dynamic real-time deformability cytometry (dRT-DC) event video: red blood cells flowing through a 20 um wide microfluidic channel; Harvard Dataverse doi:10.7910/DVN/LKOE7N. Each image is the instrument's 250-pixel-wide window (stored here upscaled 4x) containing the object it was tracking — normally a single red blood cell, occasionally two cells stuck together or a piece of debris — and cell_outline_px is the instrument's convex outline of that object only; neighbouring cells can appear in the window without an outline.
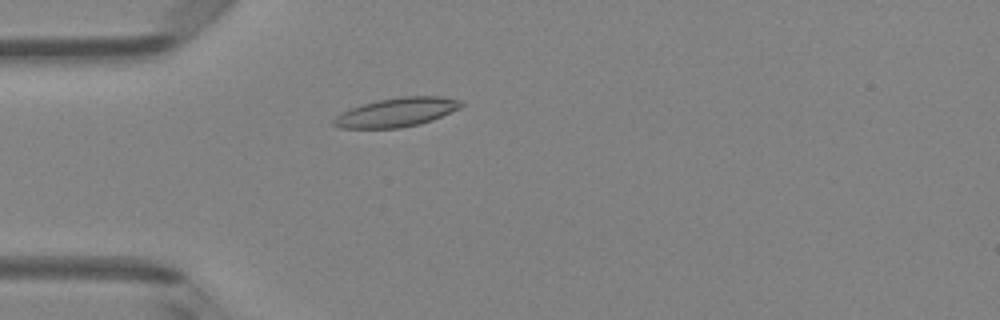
{"species": "Egyptian fruit bat (a non-hibernating species)", "species_latin": "Rousettus aegyptiacus", "temperature_condition": "room temperature", "stored_images_in_passage": 3, "camera_frame_rate_fps": 3000, "um_per_image_px": 0.085, "animal": {"sex": "female"}, "frame": {"image": 1, "passage_image": 3, "time_ms": 2.0, "image_size_px": [1000, 320], "cell_outline_px": [[464, 104], [460, 108], [432, 120], [420, 124], [400, 128], [340, 128], [332, 124], [332, 120], [340, 112], [376, 100], [400, 96], [440, 96], [460, 100]], "centroid_in_image_um": [33.71, 9.54], "position_along_channel_um": 51.3, "area_um2": 21.56}}